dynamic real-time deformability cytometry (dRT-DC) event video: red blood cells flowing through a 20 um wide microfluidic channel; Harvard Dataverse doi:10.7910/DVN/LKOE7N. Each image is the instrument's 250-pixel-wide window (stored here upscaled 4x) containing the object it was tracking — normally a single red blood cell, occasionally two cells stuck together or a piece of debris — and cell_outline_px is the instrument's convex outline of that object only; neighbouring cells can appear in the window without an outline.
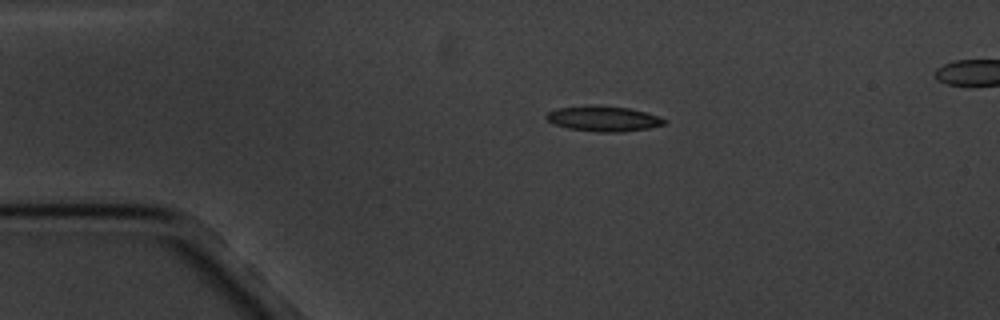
{"species": "common noctule bat (a hibernating species)", "species_latin": "Nyctalus noctula", "temperature_condition": "cold", "stored_images_in_passage": 10, "camera_frame_rate_fps": 3000, "um_per_image_px": 0.085, "animal": {"sex": "male", "body_mass_g": 20.1, "forearm_length_mm": 53.5}, "frame": {"image": 1, "passage_image": 2, "time_ms": 1.333, "image_size_px": [1000, 320], "cell_outline_px": [[668, 120], [664, 124], [648, 128], [620, 132], [596, 132], [568, 128], [556, 124], [548, 120], [544, 116], [548, 112], [556, 108], [588, 104], [596, 104], [628, 108], [644, 112]], "centroid_in_image_um": [51.25, 10.07], "position_along_channel_um": 33.8, "area_um2": 17.46}}
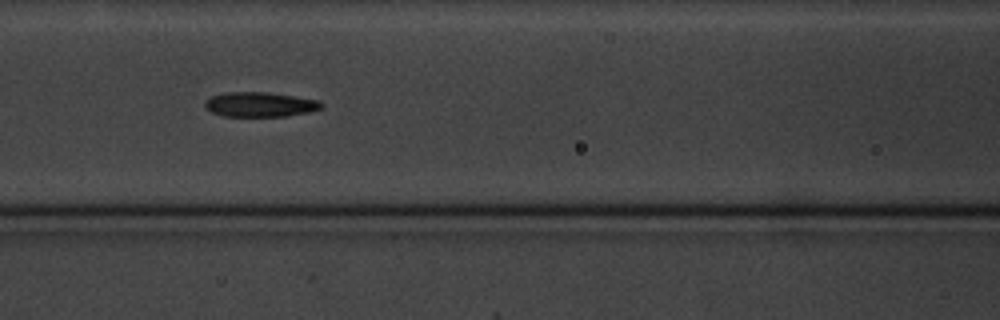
{"frame": {"image": 2, "passage_image": 6, "time_ms": 5.667, "image_size_px": [1000, 320], "cell_outline_px": [[324, 108], [308, 112], [288, 116], [224, 116], [212, 112], [204, 108], [204, 104], [212, 96], [224, 92], [268, 92], [320, 100], [324, 104]], "centroid_in_image_um": [22.14, 8.88], "position_along_channel_um": 144.5, "area_um2": 16.88}}
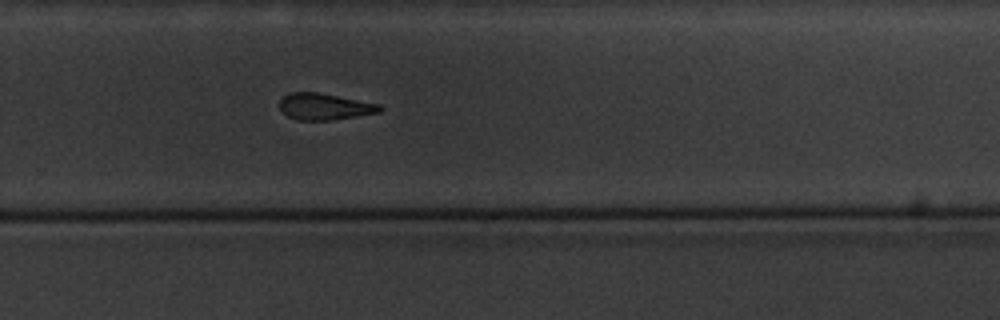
{"frame": {"image": 3, "passage_image": 10, "time_ms": 10.333, "image_size_px": [1000, 320], "cell_outline_px": [[384, 108], [380, 112], [332, 120], [296, 120], [288, 116], [280, 108], [280, 100], [288, 92], [316, 92], [380, 104]], "centroid_in_image_um": [27.59, 9.06], "position_along_channel_um": 302.2, "area_um2": 15.37}}